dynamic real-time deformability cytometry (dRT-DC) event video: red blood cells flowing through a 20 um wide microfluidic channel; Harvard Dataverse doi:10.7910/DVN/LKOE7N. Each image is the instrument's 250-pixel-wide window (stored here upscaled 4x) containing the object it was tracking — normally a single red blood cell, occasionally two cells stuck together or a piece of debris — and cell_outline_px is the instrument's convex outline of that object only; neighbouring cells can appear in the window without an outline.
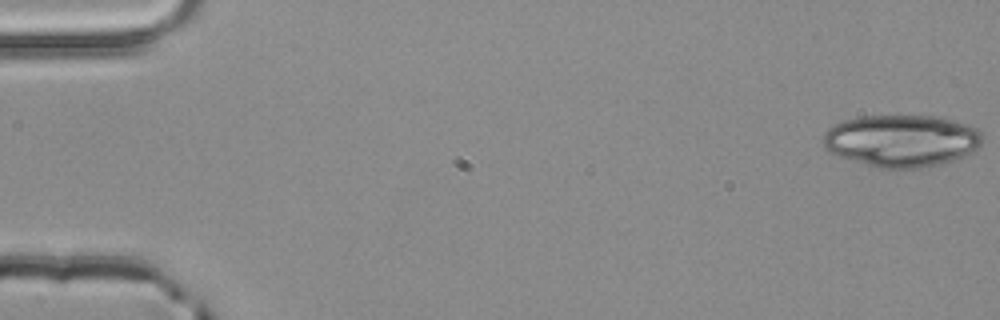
{"species": "common noctule bat (a hibernating species)", "species_latin": "Nyctalus noctula", "temperature_condition": "room temperature", "stored_images_in_passage": 53, "camera_frame_rate_fps": 3000, "um_per_image_px": 0.085, "animal": {"sex": "male", "body_mass_g": 20.4}, "frame": {"image": 1, "passage_image": 1, "time_ms": 0.0, "image_size_px": [1000, 320], "cell_outline_px": [[984, 140], [980, 148], [964, 156], [940, 164], [920, 168], [880, 168], [852, 160], [840, 156], [824, 148], [824, 132], [828, 128], [844, 120], [860, 116], [936, 116], [952, 120], [976, 128], [984, 132]], "centroid_in_image_um": [76.68, 11.96], "position_along_channel_um": 8.3, "area_um2": 48.38}}
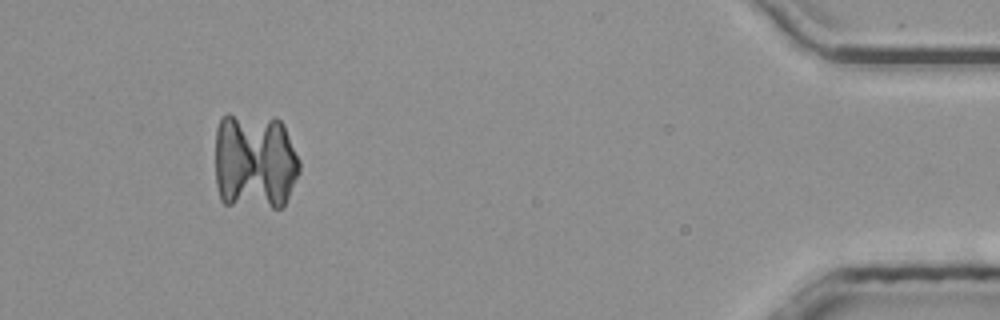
{"frame": {"image": 2, "passage_image": 49, "time_ms": 16.0, "image_size_px": [1000, 320], "cell_outline_px": [[300, 172], [284, 204], [280, 208], [272, 208], [224, 204], [220, 200], [216, 184], [216, 128], [220, 116], [228, 112], [276, 116], [280, 120], [300, 160]], "centroid_in_image_um": [21.63, 13.67], "position_along_channel_um": 413.6, "area_um2": 49.25}}